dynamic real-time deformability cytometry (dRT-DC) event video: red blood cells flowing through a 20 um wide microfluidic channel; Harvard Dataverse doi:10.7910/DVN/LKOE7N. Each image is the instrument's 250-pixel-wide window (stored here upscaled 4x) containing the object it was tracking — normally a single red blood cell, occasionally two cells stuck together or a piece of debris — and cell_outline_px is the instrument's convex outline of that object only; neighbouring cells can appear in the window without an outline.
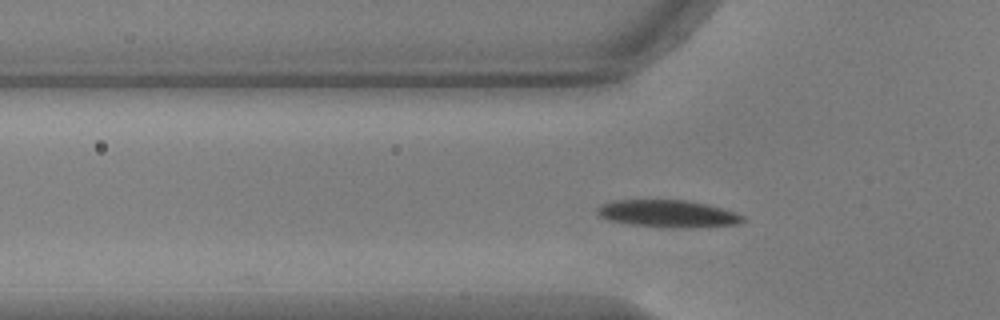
{"species": "common noctule bat (a hibernating species)", "species_latin": "Nyctalus noctula", "temperature_condition": "warm", "stored_images_in_passage": 41, "camera_frame_rate_fps": 3000, "um_per_image_px": 0.085, "animal": {"sex": "male", "body_mass_g": 17.9, "forearm_length_mm": 54.2}, "frame": {"image": 1, "passage_image": 3, "time_ms": 0.667, "image_size_px": [1000, 320], "cell_outline_px": [[744, 220], [740, 224], [708, 228], [632, 224], [608, 220], [600, 216], [596, 212], [596, 208], [604, 204], [616, 200], [684, 200], [708, 204], [724, 208], [744, 216]], "centroid_in_image_um": [56.85, 18.15], "position_along_channel_um": 68.9, "area_um2": 22.89}}
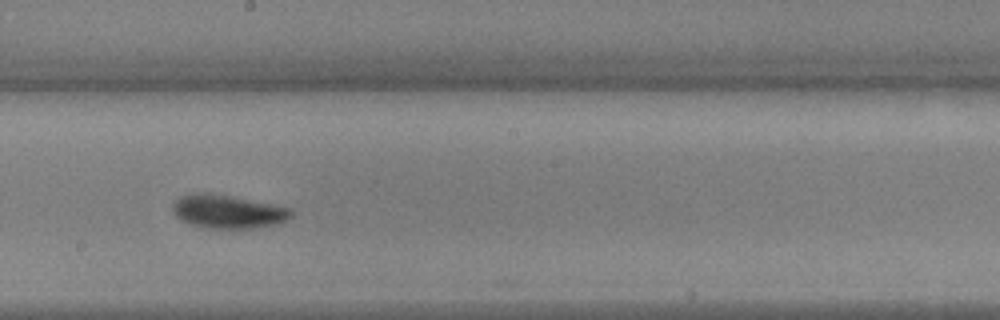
{"frame": {"image": 2, "passage_image": 16, "time_ms": 5.0, "image_size_px": [1000, 320], "cell_outline_px": [[292, 216], [288, 220], [280, 224], [252, 228], [204, 228], [180, 220], [176, 216], [172, 208], [172, 204], [180, 196], [196, 192], [208, 192], [232, 196], [292, 208]], "centroid_in_image_um": [19.38, 17.98], "position_along_channel_um": 228.8, "area_um2": 23.35}}
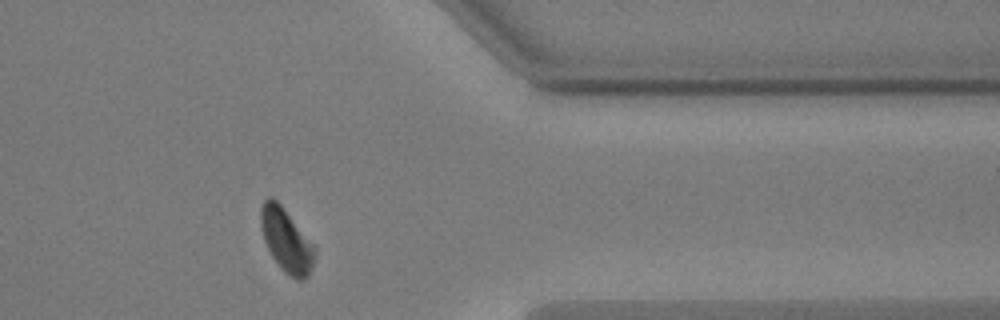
{"frame": {"image": 3, "passage_image": 30, "time_ms": 9.667, "image_size_px": [1000, 320], "cell_outline_px": [[316, 252], [312, 268], [308, 276], [304, 280], [296, 280], [284, 272], [280, 268], [272, 256], [264, 240], [260, 224], [260, 208], [264, 200], [268, 196], [272, 196], [280, 204], [316, 244]], "centroid_in_image_um": [24.37, 20.43], "position_along_channel_um": 387.0, "area_um2": 20.4}, "authors_computed_cell_mechanics": {"area_um2": 21.7328, "velocity_mm_per_s": 3.6866, "shape_relaxation_time_tau1_ms": 2.8599, "shape_relaxation_time_tau2_ms": 2.4159, "deformation_change_tau1": 0.1221, "deformation_change_tau2": 0.0471}}